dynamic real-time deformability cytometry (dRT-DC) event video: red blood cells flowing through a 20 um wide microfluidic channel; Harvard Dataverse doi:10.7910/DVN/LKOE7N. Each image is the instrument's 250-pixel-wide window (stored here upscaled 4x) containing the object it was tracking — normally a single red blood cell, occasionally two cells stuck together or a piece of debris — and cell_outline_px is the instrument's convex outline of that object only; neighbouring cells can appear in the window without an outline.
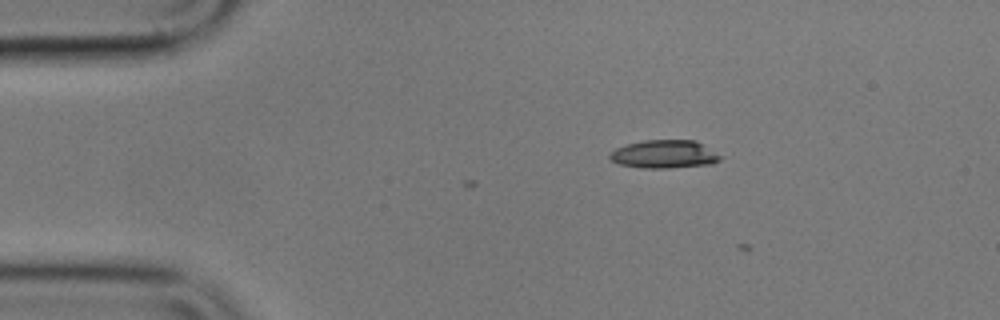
{"species": "common noctule bat (a hibernating species)", "species_latin": "Nyctalus noctula", "temperature_condition": "cold", "stored_images_in_passage": 11, "camera_frame_rate_fps": 3000, "um_per_image_px": 0.085, "animal": {"sex": "male", "body_mass_g": 17.9}, "frame": {"image": 1, "passage_image": 9, "time_ms": 2.667, "image_size_px": [1000, 320], "cell_outline_px": [[724, 156], [720, 160], [712, 164], [668, 168], [644, 168], [620, 164], [612, 160], [608, 156], [608, 152], [616, 148], [628, 144], [644, 140], [696, 140]], "centroid_in_image_um": [56.5, 13.1], "position_along_channel_um": 28.5, "area_um2": 18.26}}